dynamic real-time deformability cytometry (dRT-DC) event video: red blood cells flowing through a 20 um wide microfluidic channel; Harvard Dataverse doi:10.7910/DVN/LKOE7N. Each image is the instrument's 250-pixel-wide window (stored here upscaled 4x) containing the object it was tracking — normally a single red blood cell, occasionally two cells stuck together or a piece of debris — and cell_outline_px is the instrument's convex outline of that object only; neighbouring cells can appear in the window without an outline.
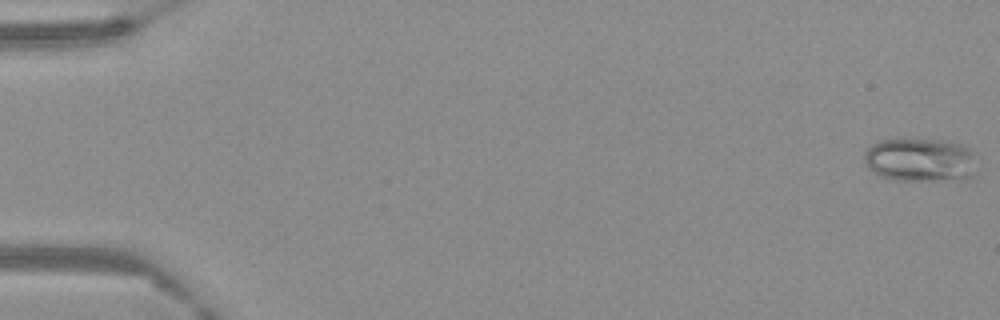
{"species": "Egyptian fruit bat (a non-hibernating species)", "species_latin": "Rousettus aegyptiacus", "temperature_condition": "warm", "stored_images_in_passage": 63, "camera_frame_rate_fps": 3000, "um_per_image_px": 0.085, "frame": {"image": 1, "passage_image": 1, "time_ms": 0.0, "image_size_px": [1000, 320], "cell_outline_px": [[972, 176], [968, 180], [896, 180], [880, 176], [872, 172], [868, 168], [864, 160], [864, 152], [876, 140], [944, 140], [960, 144], [972, 148]], "centroid_in_image_um": [78.18, 13.6], "position_along_channel_um": 6.8, "area_um2": 28.55}}
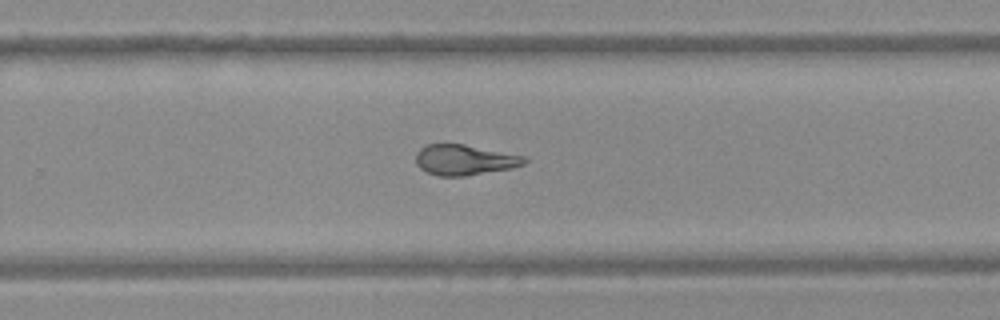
{"frame": {"image": 2, "passage_image": 42, "time_ms": 13.667, "image_size_px": [1000, 320], "cell_outline_px": [[528, 160], [524, 164], [512, 168], [464, 176], [440, 176], [428, 172], [420, 168], [416, 164], [416, 152], [420, 148], [428, 144], [464, 144], [524, 156]], "centroid_in_image_um": [39.47, 13.59], "position_along_channel_um": 290.3, "area_um2": 19.13}}
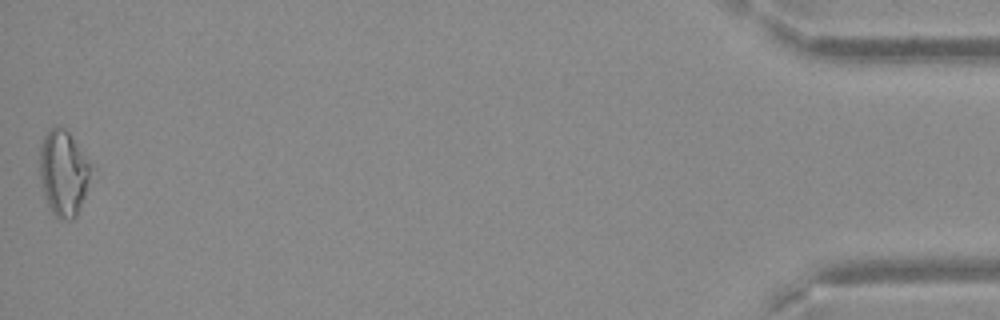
{"frame": {"image": 3, "passage_image": 63, "time_ms": 20.667, "image_size_px": [1000, 320], "cell_outline_px": [[96, 168], [76, 216], [72, 220], [60, 220], [52, 212], [44, 196], [40, 176], [40, 144], [44, 136], [52, 128], [64, 128], [68, 132]], "centroid_in_image_um": [5.45, 14.73], "position_along_channel_um": 429.8, "area_um2": 25.89}}